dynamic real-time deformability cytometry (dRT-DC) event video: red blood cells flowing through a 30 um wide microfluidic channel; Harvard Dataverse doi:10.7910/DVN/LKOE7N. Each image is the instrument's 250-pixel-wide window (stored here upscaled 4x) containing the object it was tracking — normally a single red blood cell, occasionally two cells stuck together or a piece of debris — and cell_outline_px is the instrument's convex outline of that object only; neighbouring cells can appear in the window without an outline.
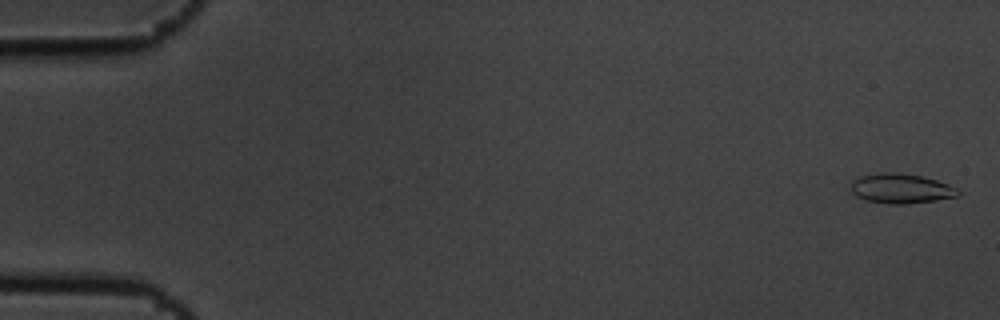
{"species": "common noctule bat (a hibernating species)", "species_latin": "Nyctalus noctula", "temperature_condition": "cold", "stored_images_in_passage": 15, "camera_frame_rate_fps": 3000, "um_per_image_px": 0.085, "animal": {"sex": "male", "body_mass_g": 19.5, "forearm_length_mm": 54.6}, "frame": {"image": 1, "passage_image": 1, "time_ms": 0.0, "image_size_px": [1000, 320], "cell_outline_px": [[960, 192], [956, 196], [936, 200], [908, 204], [888, 204], [864, 200], [856, 196], [848, 188], [852, 180], [860, 176], [880, 172], [896, 172], [920, 176], [936, 180], [948, 184], [956, 188]], "centroid_in_image_um": [76.51, 16.02], "position_along_channel_um": 8.5, "area_um2": 18.73}}
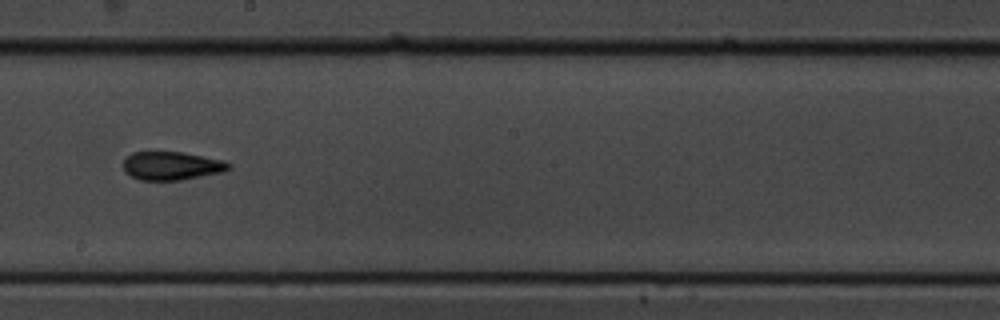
{"frame": {"image": 2, "passage_image": 9, "time_ms": 2.667, "image_size_px": [1000, 320], "cell_outline_px": [[232, 168], [224, 172], [180, 180], [140, 180], [124, 172], [124, 160], [132, 152], [148, 148], [184, 152], [224, 160], [232, 164]], "centroid_in_image_um": [14.58, 14.04], "position_along_channel_um": 233.6, "area_um2": 18.32}}
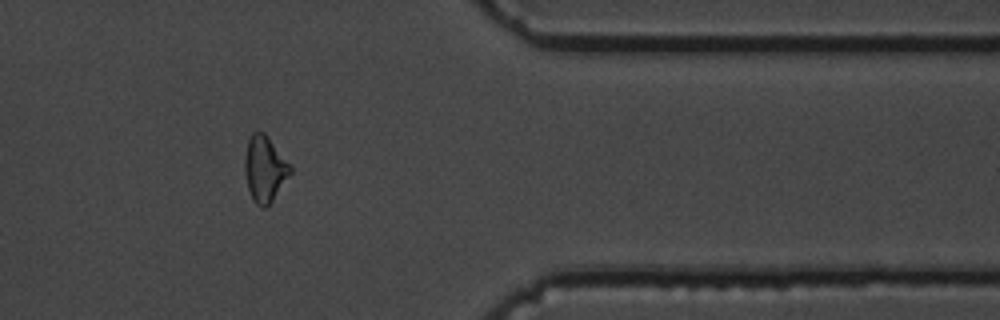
{"frame": {"image": 3, "passage_image": 13, "time_ms": 4.0, "image_size_px": [1000, 320], "cell_outline_px": [[292, 172], [272, 200], [264, 208], [260, 208], [252, 200], [248, 188], [244, 172], [244, 156], [248, 140], [252, 132], [264, 132], [292, 168]], "centroid_in_image_um": [22.47, 14.37], "position_along_channel_um": 388.9, "area_um2": 17.28}}